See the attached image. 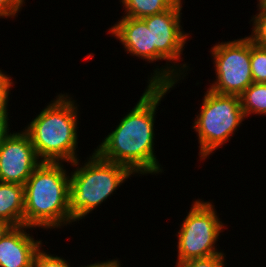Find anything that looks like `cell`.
Segmentation results:
<instances>
[{
    "instance_id": "6da1fadb",
    "label": "cell",
    "mask_w": 266,
    "mask_h": 267,
    "mask_svg": "<svg viewBox=\"0 0 266 267\" xmlns=\"http://www.w3.org/2000/svg\"><path fill=\"white\" fill-rule=\"evenodd\" d=\"M172 86L147 85L137 104L109 133L95 152L104 160L127 167L133 174H160L154 153L156 110Z\"/></svg>"
},
{
    "instance_id": "7a4b0ae2",
    "label": "cell",
    "mask_w": 266,
    "mask_h": 267,
    "mask_svg": "<svg viewBox=\"0 0 266 267\" xmlns=\"http://www.w3.org/2000/svg\"><path fill=\"white\" fill-rule=\"evenodd\" d=\"M62 162H41L24 184V225L54 229L70 224V176Z\"/></svg>"
},
{
    "instance_id": "3957f363",
    "label": "cell",
    "mask_w": 266,
    "mask_h": 267,
    "mask_svg": "<svg viewBox=\"0 0 266 267\" xmlns=\"http://www.w3.org/2000/svg\"><path fill=\"white\" fill-rule=\"evenodd\" d=\"M56 98L23 131L42 162L72 163L78 159V107L68 94Z\"/></svg>"
},
{
    "instance_id": "277c9868",
    "label": "cell",
    "mask_w": 266,
    "mask_h": 267,
    "mask_svg": "<svg viewBox=\"0 0 266 267\" xmlns=\"http://www.w3.org/2000/svg\"><path fill=\"white\" fill-rule=\"evenodd\" d=\"M70 176L69 212L73 222L85 218L113 194L133 173L125 166L104 160L95 151Z\"/></svg>"
},
{
    "instance_id": "5b68a950",
    "label": "cell",
    "mask_w": 266,
    "mask_h": 267,
    "mask_svg": "<svg viewBox=\"0 0 266 267\" xmlns=\"http://www.w3.org/2000/svg\"><path fill=\"white\" fill-rule=\"evenodd\" d=\"M181 9L182 1L162 13L142 18L151 30L152 46H155V61L167 60L165 68L162 66L160 69L153 70L154 73L150 79L148 78L147 85L175 87V84L186 76L189 69L187 64H175L177 61L180 62L183 47L189 38V34L182 30ZM171 62L174 65L168 64Z\"/></svg>"
},
{
    "instance_id": "8992f818",
    "label": "cell",
    "mask_w": 266,
    "mask_h": 267,
    "mask_svg": "<svg viewBox=\"0 0 266 267\" xmlns=\"http://www.w3.org/2000/svg\"><path fill=\"white\" fill-rule=\"evenodd\" d=\"M193 129L198 134L200 159H207L228 142L245 119L238 95L205 92Z\"/></svg>"
},
{
    "instance_id": "52a82bcc",
    "label": "cell",
    "mask_w": 266,
    "mask_h": 267,
    "mask_svg": "<svg viewBox=\"0 0 266 267\" xmlns=\"http://www.w3.org/2000/svg\"><path fill=\"white\" fill-rule=\"evenodd\" d=\"M224 223L217 216L214 205L209 201H193L178 233L177 264L191 259L205 258L222 254L215 247Z\"/></svg>"
},
{
    "instance_id": "ba28073f",
    "label": "cell",
    "mask_w": 266,
    "mask_h": 267,
    "mask_svg": "<svg viewBox=\"0 0 266 267\" xmlns=\"http://www.w3.org/2000/svg\"><path fill=\"white\" fill-rule=\"evenodd\" d=\"M216 79L209 90L240 96L252 83L250 37L219 42L211 49Z\"/></svg>"
},
{
    "instance_id": "9c48e42d",
    "label": "cell",
    "mask_w": 266,
    "mask_h": 267,
    "mask_svg": "<svg viewBox=\"0 0 266 267\" xmlns=\"http://www.w3.org/2000/svg\"><path fill=\"white\" fill-rule=\"evenodd\" d=\"M41 162L29 136L12 132L0 145V182L24 185Z\"/></svg>"
},
{
    "instance_id": "30bf717a",
    "label": "cell",
    "mask_w": 266,
    "mask_h": 267,
    "mask_svg": "<svg viewBox=\"0 0 266 267\" xmlns=\"http://www.w3.org/2000/svg\"><path fill=\"white\" fill-rule=\"evenodd\" d=\"M28 229L31 227L13 226L0 239V267H32L34 255L42 248V242L30 236L26 232Z\"/></svg>"
},
{
    "instance_id": "8fae6325",
    "label": "cell",
    "mask_w": 266,
    "mask_h": 267,
    "mask_svg": "<svg viewBox=\"0 0 266 267\" xmlns=\"http://www.w3.org/2000/svg\"><path fill=\"white\" fill-rule=\"evenodd\" d=\"M124 45L127 54L138 56L145 61H155V46H152L151 30L142 19L124 16L109 29Z\"/></svg>"
},
{
    "instance_id": "7c38bea8",
    "label": "cell",
    "mask_w": 266,
    "mask_h": 267,
    "mask_svg": "<svg viewBox=\"0 0 266 267\" xmlns=\"http://www.w3.org/2000/svg\"><path fill=\"white\" fill-rule=\"evenodd\" d=\"M0 219L24 225V185L0 182Z\"/></svg>"
},
{
    "instance_id": "4fadbf2b",
    "label": "cell",
    "mask_w": 266,
    "mask_h": 267,
    "mask_svg": "<svg viewBox=\"0 0 266 267\" xmlns=\"http://www.w3.org/2000/svg\"><path fill=\"white\" fill-rule=\"evenodd\" d=\"M125 9L124 16L142 19L162 13L182 0H120Z\"/></svg>"
},
{
    "instance_id": "5bb4252c",
    "label": "cell",
    "mask_w": 266,
    "mask_h": 267,
    "mask_svg": "<svg viewBox=\"0 0 266 267\" xmlns=\"http://www.w3.org/2000/svg\"><path fill=\"white\" fill-rule=\"evenodd\" d=\"M239 97L246 118L250 114L266 115V83L253 82Z\"/></svg>"
},
{
    "instance_id": "9a60e30c",
    "label": "cell",
    "mask_w": 266,
    "mask_h": 267,
    "mask_svg": "<svg viewBox=\"0 0 266 267\" xmlns=\"http://www.w3.org/2000/svg\"><path fill=\"white\" fill-rule=\"evenodd\" d=\"M250 65L254 83H266V47L255 44L250 38Z\"/></svg>"
},
{
    "instance_id": "2e32d148",
    "label": "cell",
    "mask_w": 266,
    "mask_h": 267,
    "mask_svg": "<svg viewBox=\"0 0 266 267\" xmlns=\"http://www.w3.org/2000/svg\"><path fill=\"white\" fill-rule=\"evenodd\" d=\"M258 11L259 14H256L251 19L253 28L249 37L255 44L266 47V6L258 7Z\"/></svg>"
},
{
    "instance_id": "e0dca14e",
    "label": "cell",
    "mask_w": 266,
    "mask_h": 267,
    "mask_svg": "<svg viewBox=\"0 0 266 267\" xmlns=\"http://www.w3.org/2000/svg\"><path fill=\"white\" fill-rule=\"evenodd\" d=\"M32 267H70V264L62 257L53 256L39 249L34 255Z\"/></svg>"
},
{
    "instance_id": "ac0fdd59",
    "label": "cell",
    "mask_w": 266,
    "mask_h": 267,
    "mask_svg": "<svg viewBox=\"0 0 266 267\" xmlns=\"http://www.w3.org/2000/svg\"><path fill=\"white\" fill-rule=\"evenodd\" d=\"M225 257V253H222L205 258L191 259L177 264L176 267H225Z\"/></svg>"
},
{
    "instance_id": "d6986e66",
    "label": "cell",
    "mask_w": 266,
    "mask_h": 267,
    "mask_svg": "<svg viewBox=\"0 0 266 267\" xmlns=\"http://www.w3.org/2000/svg\"><path fill=\"white\" fill-rule=\"evenodd\" d=\"M13 80L11 77L6 73H3L0 70V111H4L8 109V101L11 86H13Z\"/></svg>"
},
{
    "instance_id": "ffe728a7",
    "label": "cell",
    "mask_w": 266,
    "mask_h": 267,
    "mask_svg": "<svg viewBox=\"0 0 266 267\" xmlns=\"http://www.w3.org/2000/svg\"><path fill=\"white\" fill-rule=\"evenodd\" d=\"M24 3V0H0V18H14Z\"/></svg>"
},
{
    "instance_id": "44dd1931",
    "label": "cell",
    "mask_w": 266,
    "mask_h": 267,
    "mask_svg": "<svg viewBox=\"0 0 266 267\" xmlns=\"http://www.w3.org/2000/svg\"><path fill=\"white\" fill-rule=\"evenodd\" d=\"M8 120V110L0 111V145L11 134Z\"/></svg>"
},
{
    "instance_id": "7402d4cb",
    "label": "cell",
    "mask_w": 266,
    "mask_h": 267,
    "mask_svg": "<svg viewBox=\"0 0 266 267\" xmlns=\"http://www.w3.org/2000/svg\"><path fill=\"white\" fill-rule=\"evenodd\" d=\"M84 267H121L120 262L115 259L113 260H108V261H103V262H95L93 264L90 265H85Z\"/></svg>"
},
{
    "instance_id": "603a6c76",
    "label": "cell",
    "mask_w": 266,
    "mask_h": 267,
    "mask_svg": "<svg viewBox=\"0 0 266 267\" xmlns=\"http://www.w3.org/2000/svg\"><path fill=\"white\" fill-rule=\"evenodd\" d=\"M13 226L5 220L0 219V239L9 231Z\"/></svg>"
},
{
    "instance_id": "cb8c5ba5",
    "label": "cell",
    "mask_w": 266,
    "mask_h": 267,
    "mask_svg": "<svg viewBox=\"0 0 266 267\" xmlns=\"http://www.w3.org/2000/svg\"><path fill=\"white\" fill-rule=\"evenodd\" d=\"M258 7H265L266 6V0H258Z\"/></svg>"
}]
</instances>
